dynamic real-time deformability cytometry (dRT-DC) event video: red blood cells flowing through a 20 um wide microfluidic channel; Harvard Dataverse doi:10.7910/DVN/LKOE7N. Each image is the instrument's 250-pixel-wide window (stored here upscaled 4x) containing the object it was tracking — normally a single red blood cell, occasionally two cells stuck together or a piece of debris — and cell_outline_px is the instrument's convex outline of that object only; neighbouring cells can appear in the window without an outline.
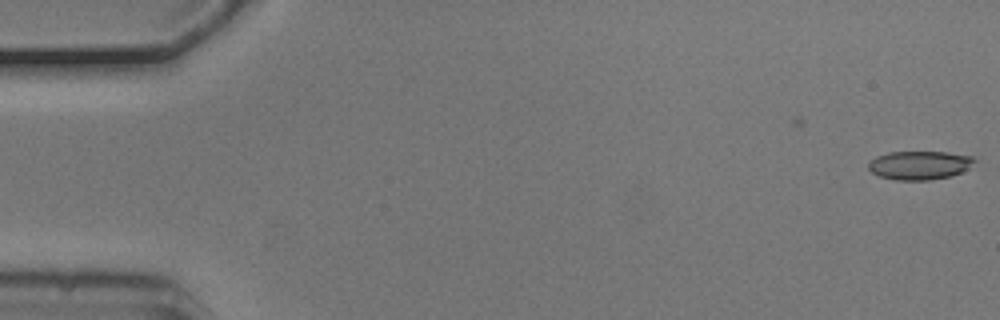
{"species": "common noctule bat (a hibernating species)", "species_latin": "Nyctalus noctula", "temperature_condition": "cold", "stored_images_in_passage": 9, "camera_frame_rate_fps": 3000, "um_per_image_px": 0.085, "animal": {"sex": "male", "body_mass_g": 20.5, "forearm_length_mm": 52.5}, "frame": {"image": 1, "passage_image": 1, "time_ms": 0.0, "image_size_px": [1000, 320], "cell_outline_px": [[976, 160], [968, 168], [952, 176], [928, 180], [896, 180], [880, 176], [872, 172], [868, 168], [868, 160], [876, 156], [888, 152], [948, 152], [976, 156]], "centroid_in_image_um": [78.16, 14.03], "position_along_channel_um": 6.8, "area_um2": 17.86}}
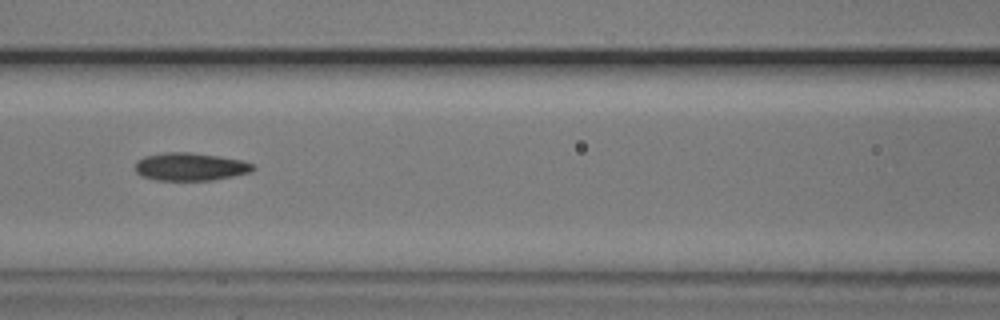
{"frame": {"image": 2, "passage_image": 7, "time_ms": 2.0, "image_size_px": [1000, 320], "cell_outline_px": [[256, 168], [252, 172], [212, 180], [156, 180], [140, 176], [136, 172], [136, 160], [144, 156], [164, 152], [188, 152], [220, 156], [244, 160], [256, 164]], "centroid_in_image_um": [16.21, 14.16], "position_along_channel_um": 150.4, "area_um2": 19.42}}